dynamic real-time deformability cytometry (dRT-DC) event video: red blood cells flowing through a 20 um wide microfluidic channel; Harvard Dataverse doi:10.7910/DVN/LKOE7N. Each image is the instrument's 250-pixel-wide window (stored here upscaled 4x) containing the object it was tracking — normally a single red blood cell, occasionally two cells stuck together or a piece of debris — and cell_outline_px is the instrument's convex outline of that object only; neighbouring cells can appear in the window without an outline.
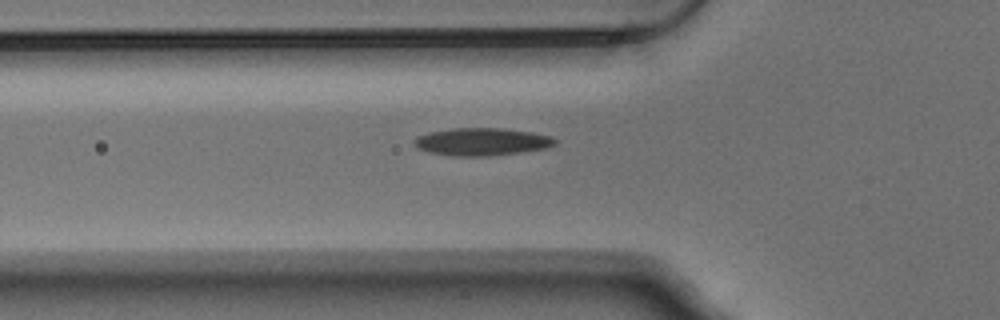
{"species": "Egyptian fruit bat (a non-hibernating species)", "species_latin": "Rousettus aegyptiacus", "temperature_condition": "warm", "stored_images_in_passage": 38, "camera_frame_rate_fps": 3000, "um_per_image_px": 0.085, "animal": {"sex": "male"}, "frame": {"image": 1, "passage_image": 7, "time_ms": 2.0, "image_size_px": [1000, 320], "cell_outline_px": [[556, 144], [548, 148], [488, 156], [452, 156], [428, 152], [416, 148], [416, 136], [428, 132], [456, 128], [500, 128], [532, 132], [552, 136], [556, 140]], "centroid_in_image_um": [40.96, 12.05], "position_along_channel_um": 84.8, "area_um2": 22.6}}
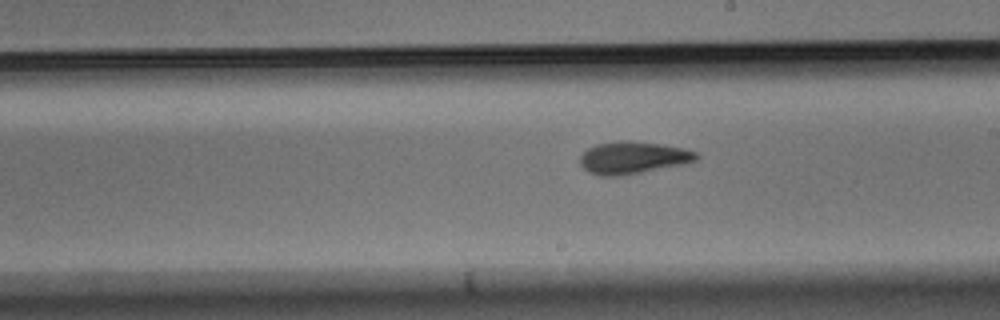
{"frame": {"image": 2, "passage_image": 19, "time_ms": 6.0, "image_size_px": [1000, 320], "cell_outline_px": [[700, 156], [696, 160], [684, 164], [620, 176], [600, 176], [588, 172], [580, 164], [580, 156], [588, 148], [596, 144], [620, 140], [628, 140], [660, 144], [680, 148], [696, 152]], "centroid_in_image_um": [53.77, 13.4], "position_along_channel_um": 235.2, "area_um2": 21.79}}
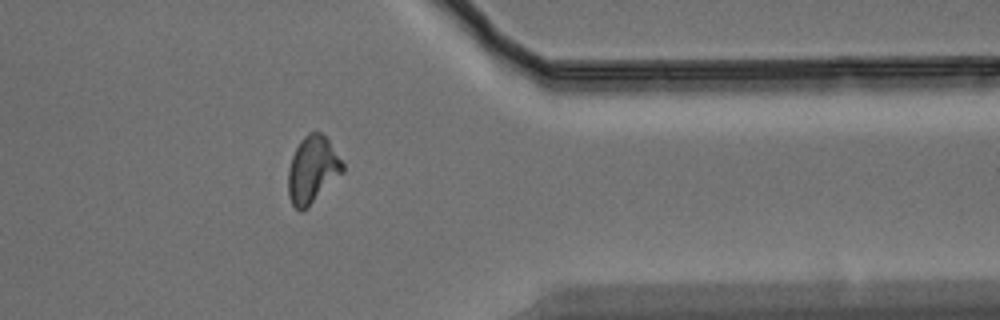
{"frame": {"image": 3, "passage_image": 32, "time_ms": 10.333, "image_size_px": [1000, 320], "cell_outline_px": [[344, 172], [308, 208], [300, 212], [292, 204], [288, 196], [288, 168], [292, 156], [300, 140], [308, 132], [320, 132], [328, 140], [344, 164]], "centroid_in_image_um": [26.55, 14.45], "position_along_channel_um": 384.8, "area_um2": 21.39}}